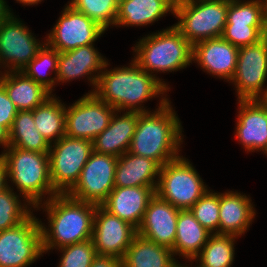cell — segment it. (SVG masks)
<instances>
[{
	"label": "cell",
	"mask_w": 267,
	"mask_h": 267,
	"mask_svg": "<svg viewBox=\"0 0 267 267\" xmlns=\"http://www.w3.org/2000/svg\"><path fill=\"white\" fill-rule=\"evenodd\" d=\"M136 235L137 229L130 223L96 206L92 241L97 254L122 259Z\"/></svg>",
	"instance_id": "9a60e30c"
},
{
	"label": "cell",
	"mask_w": 267,
	"mask_h": 267,
	"mask_svg": "<svg viewBox=\"0 0 267 267\" xmlns=\"http://www.w3.org/2000/svg\"><path fill=\"white\" fill-rule=\"evenodd\" d=\"M174 0H118L115 27L147 26L165 14H173Z\"/></svg>",
	"instance_id": "d4e9b609"
},
{
	"label": "cell",
	"mask_w": 267,
	"mask_h": 267,
	"mask_svg": "<svg viewBox=\"0 0 267 267\" xmlns=\"http://www.w3.org/2000/svg\"><path fill=\"white\" fill-rule=\"evenodd\" d=\"M90 267H122V260L110 255L97 254Z\"/></svg>",
	"instance_id": "f35d334b"
},
{
	"label": "cell",
	"mask_w": 267,
	"mask_h": 267,
	"mask_svg": "<svg viewBox=\"0 0 267 267\" xmlns=\"http://www.w3.org/2000/svg\"><path fill=\"white\" fill-rule=\"evenodd\" d=\"M95 204L57 194L34 209L46 212L48 227L40 219L43 253L92 239Z\"/></svg>",
	"instance_id": "3957f363"
},
{
	"label": "cell",
	"mask_w": 267,
	"mask_h": 267,
	"mask_svg": "<svg viewBox=\"0 0 267 267\" xmlns=\"http://www.w3.org/2000/svg\"><path fill=\"white\" fill-rule=\"evenodd\" d=\"M229 0H179L173 26L192 44L222 36L227 22Z\"/></svg>",
	"instance_id": "8992f818"
},
{
	"label": "cell",
	"mask_w": 267,
	"mask_h": 267,
	"mask_svg": "<svg viewBox=\"0 0 267 267\" xmlns=\"http://www.w3.org/2000/svg\"><path fill=\"white\" fill-rule=\"evenodd\" d=\"M68 4L98 23L106 31L109 26L116 25L118 0H71Z\"/></svg>",
	"instance_id": "d6a6232c"
},
{
	"label": "cell",
	"mask_w": 267,
	"mask_h": 267,
	"mask_svg": "<svg viewBox=\"0 0 267 267\" xmlns=\"http://www.w3.org/2000/svg\"><path fill=\"white\" fill-rule=\"evenodd\" d=\"M155 194L151 187H115L101 206L138 229L148 203Z\"/></svg>",
	"instance_id": "44dd1931"
},
{
	"label": "cell",
	"mask_w": 267,
	"mask_h": 267,
	"mask_svg": "<svg viewBox=\"0 0 267 267\" xmlns=\"http://www.w3.org/2000/svg\"><path fill=\"white\" fill-rule=\"evenodd\" d=\"M261 2H262L263 20L265 28L267 30V0H261Z\"/></svg>",
	"instance_id": "ee69618b"
},
{
	"label": "cell",
	"mask_w": 267,
	"mask_h": 267,
	"mask_svg": "<svg viewBox=\"0 0 267 267\" xmlns=\"http://www.w3.org/2000/svg\"><path fill=\"white\" fill-rule=\"evenodd\" d=\"M66 106L54 94L32 110L36 128L49 144L65 136Z\"/></svg>",
	"instance_id": "83f0119b"
},
{
	"label": "cell",
	"mask_w": 267,
	"mask_h": 267,
	"mask_svg": "<svg viewBox=\"0 0 267 267\" xmlns=\"http://www.w3.org/2000/svg\"><path fill=\"white\" fill-rule=\"evenodd\" d=\"M106 63L107 59L98 52L94 44L59 52L56 74L57 84L86 77L93 88L88 93H93L98 77L105 68Z\"/></svg>",
	"instance_id": "d6986e66"
},
{
	"label": "cell",
	"mask_w": 267,
	"mask_h": 267,
	"mask_svg": "<svg viewBox=\"0 0 267 267\" xmlns=\"http://www.w3.org/2000/svg\"><path fill=\"white\" fill-rule=\"evenodd\" d=\"M109 64L107 61L93 93L117 111L149 112L143 103L159 96L168 98L166 93L169 90L134 60L126 67L124 65L110 70L107 68Z\"/></svg>",
	"instance_id": "6da1fadb"
},
{
	"label": "cell",
	"mask_w": 267,
	"mask_h": 267,
	"mask_svg": "<svg viewBox=\"0 0 267 267\" xmlns=\"http://www.w3.org/2000/svg\"><path fill=\"white\" fill-rule=\"evenodd\" d=\"M212 235L194 217L190 209L180 210L176 225V238L173 256L179 255L184 260H193Z\"/></svg>",
	"instance_id": "484cf974"
},
{
	"label": "cell",
	"mask_w": 267,
	"mask_h": 267,
	"mask_svg": "<svg viewBox=\"0 0 267 267\" xmlns=\"http://www.w3.org/2000/svg\"><path fill=\"white\" fill-rule=\"evenodd\" d=\"M1 157L7 168L8 184L11 181L17 192L34 207L59 194L52 186L49 152L9 146Z\"/></svg>",
	"instance_id": "5b68a950"
},
{
	"label": "cell",
	"mask_w": 267,
	"mask_h": 267,
	"mask_svg": "<svg viewBox=\"0 0 267 267\" xmlns=\"http://www.w3.org/2000/svg\"><path fill=\"white\" fill-rule=\"evenodd\" d=\"M190 162L181 155L161 166L155 192L180 210L190 209L208 191V186Z\"/></svg>",
	"instance_id": "52a82bcc"
},
{
	"label": "cell",
	"mask_w": 267,
	"mask_h": 267,
	"mask_svg": "<svg viewBox=\"0 0 267 267\" xmlns=\"http://www.w3.org/2000/svg\"><path fill=\"white\" fill-rule=\"evenodd\" d=\"M58 57L59 52L45 43L43 47L38 51L37 55L22 70V72L28 78H31L38 84L42 85L52 94L54 91L53 88L56 87L55 84L57 85L56 74ZM43 68L46 70L48 69V73ZM50 73H54V77H52Z\"/></svg>",
	"instance_id": "4dcf8cb0"
},
{
	"label": "cell",
	"mask_w": 267,
	"mask_h": 267,
	"mask_svg": "<svg viewBox=\"0 0 267 267\" xmlns=\"http://www.w3.org/2000/svg\"><path fill=\"white\" fill-rule=\"evenodd\" d=\"M118 158L92 152L75 185L66 193L73 199L101 206L115 188Z\"/></svg>",
	"instance_id": "8fae6325"
},
{
	"label": "cell",
	"mask_w": 267,
	"mask_h": 267,
	"mask_svg": "<svg viewBox=\"0 0 267 267\" xmlns=\"http://www.w3.org/2000/svg\"><path fill=\"white\" fill-rule=\"evenodd\" d=\"M43 0H16V2L22 4L23 6H32V5H37L41 3Z\"/></svg>",
	"instance_id": "7bdbcfd3"
},
{
	"label": "cell",
	"mask_w": 267,
	"mask_h": 267,
	"mask_svg": "<svg viewBox=\"0 0 267 267\" xmlns=\"http://www.w3.org/2000/svg\"><path fill=\"white\" fill-rule=\"evenodd\" d=\"M30 31L14 14L0 24V73L22 71L46 43Z\"/></svg>",
	"instance_id": "7c38bea8"
},
{
	"label": "cell",
	"mask_w": 267,
	"mask_h": 267,
	"mask_svg": "<svg viewBox=\"0 0 267 267\" xmlns=\"http://www.w3.org/2000/svg\"><path fill=\"white\" fill-rule=\"evenodd\" d=\"M235 138L248 152L267 156V105L261 99L238 100Z\"/></svg>",
	"instance_id": "2e32d148"
},
{
	"label": "cell",
	"mask_w": 267,
	"mask_h": 267,
	"mask_svg": "<svg viewBox=\"0 0 267 267\" xmlns=\"http://www.w3.org/2000/svg\"><path fill=\"white\" fill-rule=\"evenodd\" d=\"M154 111L139 113L129 152L163 166L181 156L182 123L169 98H160ZM183 135V136H182Z\"/></svg>",
	"instance_id": "7a4b0ae2"
},
{
	"label": "cell",
	"mask_w": 267,
	"mask_h": 267,
	"mask_svg": "<svg viewBox=\"0 0 267 267\" xmlns=\"http://www.w3.org/2000/svg\"><path fill=\"white\" fill-rule=\"evenodd\" d=\"M0 146H2V148L4 149L0 154L1 156L6 151L5 149H7L10 146L9 132L1 125H0Z\"/></svg>",
	"instance_id": "b9f144b4"
},
{
	"label": "cell",
	"mask_w": 267,
	"mask_h": 267,
	"mask_svg": "<svg viewBox=\"0 0 267 267\" xmlns=\"http://www.w3.org/2000/svg\"><path fill=\"white\" fill-rule=\"evenodd\" d=\"M195 219L212 234H219V192L211 189L190 208Z\"/></svg>",
	"instance_id": "836d02e7"
},
{
	"label": "cell",
	"mask_w": 267,
	"mask_h": 267,
	"mask_svg": "<svg viewBox=\"0 0 267 267\" xmlns=\"http://www.w3.org/2000/svg\"><path fill=\"white\" fill-rule=\"evenodd\" d=\"M14 12L7 5L5 0H0V24L6 21Z\"/></svg>",
	"instance_id": "60d3db41"
},
{
	"label": "cell",
	"mask_w": 267,
	"mask_h": 267,
	"mask_svg": "<svg viewBox=\"0 0 267 267\" xmlns=\"http://www.w3.org/2000/svg\"><path fill=\"white\" fill-rule=\"evenodd\" d=\"M92 152L93 142L87 139L65 135L50 144V177L59 194H66L75 185Z\"/></svg>",
	"instance_id": "ba28073f"
},
{
	"label": "cell",
	"mask_w": 267,
	"mask_h": 267,
	"mask_svg": "<svg viewBox=\"0 0 267 267\" xmlns=\"http://www.w3.org/2000/svg\"><path fill=\"white\" fill-rule=\"evenodd\" d=\"M261 100L267 105V93Z\"/></svg>",
	"instance_id": "f6af8a7d"
},
{
	"label": "cell",
	"mask_w": 267,
	"mask_h": 267,
	"mask_svg": "<svg viewBox=\"0 0 267 267\" xmlns=\"http://www.w3.org/2000/svg\"><path fill=\"white\" fill-rule=\"evenodd\" d=\"M115 111L94 93H86L66 107L65 135L93 141L108 127Z\"/></svg>",
	"instance_id": "4fadbf2b"
},
{
	"label": "cell",
	"mask_w": 267,
	"mask_h": 267,
	"mask_svg": "<svg viewBox=\"0 0 267 267\" xmlns=\"http://www.w3.org/2000/svg\"><path fill=\"white\" fill-rule=\"evenodd\" d=\"M239 47L222 37L206 39L192 45V62L204 72L230 83L235 73Z\"/></svg>",
	"instance_id": "e0dca14e"
},
{
	"label": "cell",
	"mask_w": 267,
	"mask_h": 267,
	"mask_svg": "<svg viewBox=\"0 0 267 267\" xmlns=\"http://www.w3.org/2000/svg\"><path fill=\"white\" fill-rule=\"evenodd\" d=\"M179 267H188V265H186V263H185V264H181V263H179ZM189 267H192V266H189ZM196 267H200V266L197 265Z\"/></svg>",
	"instance_id": "bcb514c9"
},
{
	"label": "cell",
	"mask_w": 267,
	"mask_h": 267,
	"mask_svg": "<svg viewBox=\"0 0 267 267\" xmlns=\"http://www.w3.org/2000/svg\"><path fill=\"white\" fill-rule=\"evenodd\" d=\"M10 146L20 149L49 152L50 144L36 128L32 110L18 111L9 130Z\"/></svg>",
	"instance_id": "f1b7e54d"
},
{
	"label": "cell",
	"mask_w": 267,
	"mask_h": 267,
	"mask_svg": "<svg viewBox=\"0 0 267 267\" xmlns=\"http://www.w3.org/2000/svg\"><path fill=\"white\" fill-rule=\"evenodd\" d=\"M226 23L265 26L261 0H229Z\"/></svg>",
	"instance_id": "e575fe53"
},
{
	"label": "cell",
	"mask_w": 267,
	"mask_h": 267,
	"mask_svg": "<svg viewBox=\"0 0 267 267\" xmlns=\"http://www.w3.org/2000/svg\"><path fill=\"white\" fill-rule=\"evenodd\" d=\"M267 35L265 26H249V24L226 23L222 38L236 47L257 43Z\"/></svg>",
	"instance_id": "8d00e7d4"
},
{
	"label": "cell",
	"mask_w": 267,
	"mask_h": 267,
	"mask_svg": "<svg viewBox=\"0 0 267 267\" xmlns=\"http://www.w3.org/2000/svg\"><path fill=\"white\" fill-rule=\"evenodd\" d=\"M267 35L257 43L239 47L231 83L237 100L262 99L267 93Z\"/></svg>",
	"instance_id": "30bf717a"
},
{
	"label": "cell",
	"mask_w": 267,
	"mask_h": 267,
	"mask_svg": "<svg viewBox=\"0 0 267 267\" xmlns=\"http://www.w3.org/2000/svg\"><path fill=\"white\" fill-rule=\"evenodd\" d=\"M132 50L137 65L155 76L169 91V84L154 73L176 72L192 64V44L173 25L143 36Z\"/></svg>",
	"instance_id": "277c9868"
},
{
	"label": "cell",
	"mask_w": 267,
	"mask_h": 267,
	"mask_svg": "<svg viewBox=\"0 0 267 267\" xmlns=\"http://www.w3.org/2000/svg\"><path fill=\"white\" fill-rule=\"evenodd\" d=\"M238 237L234 235L212 234L200 253L190 260L200 267H231L235 258V241ZM197 261V262H196Z\"/></svg>",
	"instance_id": "f546056e"
},
{
	"label": "cell",
	"mask_w": 267,
	"mask_h": 267,
	"mask_svg": "<svg viewBox=\"0 0 267 267\" xmlns=\"http://www.w3.org/2000/svg\"><path fill=\"white\" fill-rule=\"evenodd\" d=\"M160 169L158 162L127 151L118 158L115 187H151L156 192Z\"/></svg>",
	"instance_id": "603a6c76"
},
{
	"label": "cell",
	"mask_w": 267,
	"mask_h": 267,
	"mask_svg": "<svg viewBox=\"0 0 267 267\" xmlns=\"http://www.w3.org/2000/svg\"><path fill=\"white\" fill-rule=\"evenodd\" d=\"M179 211L155 194L148 203L137 234L173 250Z\"/></svg>",
	"instance_id": "ac0fdd59"
},
{
	"label": "cell",
	"mask_w": 267,
	"mask_h": 267,
	"mask_svg": "<svg viewBox=\"0 0 267 267\" xmlns=\"http://www.w3.org/2000/svg\"><path fill=\"white\" fill-rule=\"evenodd\" d=\"M8 187L7 168L3 158L0 156V192Z\"/></svg>",
	"instance_id": "ab89813d"
},
{
	"label": "cell",
	"mask_w": 267,
	"mask_h": 267,
	"mask_svg": "<svg viewBox=\"0 0 267 267\" xmlns=\"http://www.w3.org/2000/svg\"><path fill=\"white\" fill-rule=\"evenodd\" d=\"M121 260L122 267H171L176 262L171 249L138 234Z\"/></svg>",
	"instance_id": "4316f807"
},
{
	"label": "cell",
	"mask_w": 267,
	"mask_h": 267,
	"mask_svg": "<svg viewBox=\"0 0 267 267\" xmlns=\"http://www.w3.org/2000/svg\"><path fill=\"white\" fill-rule=\"evenodd\" d=\"M256 211L251 197L243 193L225 191L219 193V234L244 235L253 223Z\"/></svg>",
	"instance_id": "ffe728a7"
},
{
	"label": "cell",
	"mask_w": 267,
	"mask_h": 267,
	"mask_svg": "<svg viewBox=\"0 0 267 267\" xmlns=\"http://www.w3.org/2000/svg\"><path fill=\"white\" fill-rule=\"evenodd\" d=\"M56 250L62 253L57 267H90L97 255L92 239Z\"/></svg>",
	"instance_id": "d590c367"
},
{
	"label": "cell",
	"mask_w": 267,
	"mask_h": 267,
	"mask_svg": "<svg viewBox=\"0 0 267 267\" xmlns=\"http://www.w3.org/2000/svg\"><path fill=\"white\" fill-rule=\"evenodd\" d=\"M0 83L18 111L34 110L53 95L22 71L1 72Z\"/></svg>",
	"instance_id": "cb8c5ba5"
},
{
	"label": "cell",
	"mask_w": 267,
	"mask_h": 267,
	"mask_svg": "<svg viewBox=\"0 0 267 267\" xmlns=\"http://www.w3.org/2000/svg\"><path fill=\"white\" fill-rule=\"evenodd\" d=\"M171 267H179V262H178V260H177Z\"/></svg>",
	"instance_id": "7dc6e473"
},
{
	"label": "cell",
	"mask_w": 267,
	"mask_h": 267,
	"mask_svg": "<svg viewBox=\"0 0 267 267\" xmlns=\"http://www.w3.org/2000/svg\"><path fill=\"white\" fill-rule=\"evenodd\" d=\"M41 256L40 220L33 213L17 226L0 231V267H29Z\"/></svg>",
	"instance_id": "9c48e42d"
},
{
	"label": "cell",
	"mask_w": 267,
	"mask_h": 267,
	"mask_svg": "<svg viewBox=\"0 0 267 267\" xmlns=\"http://www.w3.org/2000/svg\"><path fill=\"white\" fill-rule=\"evenodd\" d=\"M119 113V114H118ZM139 112L115 111L108 127L93 139V151L119 158L129 151Z\"/></svg>",
	"instance_id": "7402d4cb"
},
{
	"label": "cell",
	"mask_w": 267,
	"mask_h": 267,
	"mask_svg": "<svg viewBox=\"0 0 267 267\" xmlns=\"http://www.w3.org/2000/svg\"><path fill=\"white\" fill-rule=\"evenodd\" d=\"M105 31L88 16L66 4L45 40L51 48L58 52H66L94 44Z\"/></svg>",
	"instance_id": "5bb4252c"
},
{
	"label": "cell",
	"mask_w": 267,
	"mask_h": 267,
	"mask_svg": "<svg viewBox=\"0 0 267 267\" xmlns=\"http://www.w3.org/2000/svg\"><path fill=\"white\" fill-rule=\"evenodd\" d=\"M8 187L0 192V231L12 228L25 221L35 208L22 195ZM24 199L23 203L19 198ZM32 210V211H31Z\"/></svg>",
	"instance_id": "1f68e13d"
},
{
	"label": "cell",
	"mask_w": 267,
	"mask_h": 267,
	"mask_svg": "<svg viewBox=\"0 0 267 267\" xmlns=\"http://www.w3.org/2000/svg\"><path fill=\"white\" fill-rule=\"evenodd\" d=\"M17 113L18 109L8 97L4 86L0 83V125L8 132Z\"/></svg>",
	"instance_id": "74e56055"
}]
</instances>
